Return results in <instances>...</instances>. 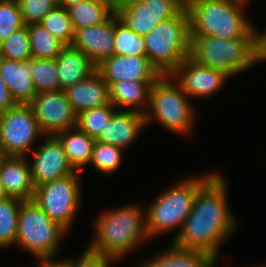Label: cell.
Listing matches in <instances>:
<instances>
[{
  "label": "cell",
  "mask_w": 266,
  "mask_h": 267,
  "mask_svg": "<svg viewBox=\"0 0 266 267\" xmlns=\"http://www.w3.org/2000/svg\"><path fill=\"white\" fill-rule=\"evenodd\" d=\"M226 183L224 176L216 173L197 192L192 210L172 239V246L202 251L218 260L220 247L237 227L227 203Z\"/></svg>",
  "instance_id": "cell-1"
},
{
  "label": "cell",
  "mask_w": 266,
  "mask_h": 267,
  "mask_svg": "<svg viewBox=\"0 0 266 267\" xmlns=\"http://www.w3.org/2000/svg\"><path fill=\"white\" fill-rule=\"evenodd\" d=\"M142 212L136 205H127L101 214L94 223L96 236L87 249L113 261L121 259L141 241L149 240L146 213Z\"/></svg>",
  "instance_id": "cell-2"
},
{
  "label": "cell",
  "mask_w": 266,
  "mask_h": 267,
  "mask_svg": "<svg viewBox=\"0 0 266 267\" xmlns=\"http://www.w3.org/2000/svg\"><path fill=\"white\" fill-rule=\"evenodd\" d=\"M189 57L230 77L260 62L259 34L254 28L243 38L191 37Z\"/></svg>",
  "instance_id": "cell-3"
},
{
  "label": "cell",
  "mask_w": 266,
  "mask_h": 267,
  "mask_svg": "<svg viewBox=\"0 0 266 267\" xmlns=\"http://www.w3.org/2000/svg\"><path fill=\"white\" fill-rule=\"evenodd\" d=\"M248 0H200L187 9L190 36L246 37L255 26L243 12Z\"/></svg>",
  "instance_id": "cell-4"
},
{
  "label": "cell",
  "mask_w": 266,
  "mask_h": 267,
  "mask_svg": "<svg viewBox=\"0 0 266 267\" xmlns=\"http://www.w3.org/2000/svg\"><path fill=\"white\" fill-rule=\"evenodd\" d=\"M146 56L160 75H170L190 53V22L187 9L161 21L143 37Z\"/></svg>",
  "instance_id": "cell-5"
},
{
  "label": "cell",
  "mask_w": 266,
  "mask_h": 267,
  "mask_svg": "<svg viewBox=\"0 0 266 267\" xmlns=\"http://www.w3.org/2000/svg\"><path fill=\"white\" fill-rule=\"evenodd\" d=\"M215 174L189 177L162 192L148 207V210H144L149 238L178 227L180 232L185 219L192 210L197 192Z\"/></svg>",
  "instance_id": "cell-6"
},
{
  "label": "cell",
  "mask_w": 266,
  "mask_h": 267,
  "mask_svg": "<svg viewBox=\"0 0 266 267\" xmlns=\"http://www.w3.org/2000/svg\"><path fill=\"white\" fill-rule=\"evenodd\" d=\"M67 232L51 220L33 199L21 201L15 245L32 253L37 260H54L61 238Z\"/></svg>",
  "instance_id": "cell-7"
},
{
  "label": "cell",
  "mask_w": 266,
  "mask_h": 267,
  "mask_svg": "<svg viewBox=\"0 0 266 267\" xmlns=\"http://www.w3.org/2000/svg\"><path fill=\"white\" fill-rule=\"evenodd\" d=\"M188 99L180 85L175 80L173 83L171 75H161L150 88L149 105L144 114L146 125L156 118L168 131L189 134L194 110Z\"/></svg>",
  "instance_id": "cell-8"
},
{
  "label": "cell",
  "mask_w": 266,
  "mask_h": 267,
  "mask_svg": "<svg viewBox=\"0 0 266 267\" xmlns=\"http://www.w3.org/2000/svg\"><path fill=\"white\" fill-rule=\"evenodd\" d=\"M79 175L72 174L35 187L34 202L53 221L68 231L80 203Z\"/></svg>",
  "instance_id": "cell-9"
},
{
  "label": "cell",
  "mask_w": 266,
  "mask_h": 267,
  "mask_svg": "<svg viewBox=\"0 0 266 267\" xmlns=\"http://www.w3.org/2000/svg\"><path fill=\"white\" fill-rule=\"evenodd\" d=\"M40 135L44 136L30 105L16 104L0 113V150L3 156H27Z\"/></svg>",
  "instance_id": "cell-10"
},
{
  "label": "cell",
  "mask_w": 266,
  "mask_h": 267,
  "mask_svg": "<svg viewBox=\"0 0 266 267\" xmlns=\"http://www.w3.org/2000/svg\"><path fill=\"white\" fill-rule=\"evenodd\" d=\"M183 9L178 0H125L116 14L137 35L144 37L158 23L177 16Z\"/></svg>",
  "instance_id": "cell-11"
},
{
  "label": "cell",
  "mask_w": 266,
  "mask_h": 267,
  "mask_svg": "<svg viewBox=\"0 0 266 267\" xmlns=\"http://www.w3.org/2000/svg\"><path fill=\"white\" fill-rule=\"evenodd\" d=\"M29 105L44 136L76 127L77 114L62 90L38 93Z\"/></svg>",
  "instance_id": "cell-12"
},
{
  "label": "cell",
  "mask_w": 266,
  "mask_h": 267,
  "mask_svg": "<svg viewBox=\"0 0 266 267\" xmlns=\"http://www.w3.org/2000/svg\"><path fill=\"white\" fill-rule=\"evenodd\" d=\"M44 138L45 143L37 151L32 150L34 158L30 170L35 187L78 173L70 164L58 138L55 135H45Z\"/></svg>",
  "instance_id": "cell-13"
},
{
  "label": "cell",
  "mask_w": 266,
  "mask_h": 267,
  "mask_svg": "<svg viewBox=\"0 0 266 267\" xmlns=\"http://www.w3.org/2000/svg\"><path fill=\"white\" fill-rule=\"evenodd\" d=\"M170 75L189 98L212 96L229 78L223 71L201 65L189 56Z\"/></svg>",
  "instance_id": "cell-14"
},
{
  "label": "cell",
  "mask_w": 266,
  "mask_h": 267,
  "mask_svg": "<svg viewBox=\"0 0 266 267\" xmlns=\"http://www.w3.org/2000/svg\"><path fill=\"white\" fill-rule=\"evenodd\" d=\"M96 70L110 87L118 81L155 82L161 75L147 56L113 55L96 66Z\"/></svg>",
  "instance_id": "cell-15"
},
{
  "label": "cell",
  "mask_w": 266,
  "mask_h": 267,
  "mask_svg": "<svg viewBox=\"0 0 266 267\" xmlns=\"http://www.w3.org/2000/svg\"><path fill=\"white\" fill-rule=\"evenodd\" d=\"M72 45L97 66L114 55V14L105 22L75 31Z\"/></svg>",
  "instance_id": "cell-16"
},
{
  "label": "cell",
  "mask_w": 266,
  "mask_h": 267,
  "mask_svg": "<svg viewBox=\"0 0 266 267\" xmlns=\"http://www.w3.org/2000/svg\"><path fill=\"white\" fill-rule=\"evenodd\" d=\"M146 126L145 116L136 111H118L103 128L95 141L125 149L135 141Z\"/></svg>",
  "instance_id": "cell-17"
},
{
  "label": "cell",
  "mask_w": 266,
  "mask_h": 267,
  "mask_svg": "<svg viewBox=\"0 0 266 267\" xmlns=\"http://www.w3.org/2000/svg\"><path fill=\"white\" fill-rule=\"evenodd\" d=\"M64 92L77 115L111 103L109 86L97 70Z\"/></svg>",
  "instance_id": "cell-18"
},
{
  "label": "cell",
  "mask_w": 266,
  "mask_h": 267,
  "mask_svg": "<svg viewBox=\"0 0 266 267\" xmlns=\"http://www.w3.org/2000/svg\"><path fill=\"white\" fill-rule=\"evenodd\" d=\"M26 157L3 156L0 159V179L9 197L32 200L35 185Z\"/></svg>",
  "instance_id": "cell-19"
},
{
  "label": "cell",
  "mask_w": 266,
  "mask_h": 267,
  "mask_svg": "<svg viewBox=\"0 0 266 267\" xmlns=\"http://www.w3.org/2000/svg\"><path fill=\"white\" fill-rule=\"evenodd\" d=\"M0 76L15 104L29 105L36 96L32 82V59L20 62L0 58Z\"/></svg>",
  "instance_id": "cell-20"
},
{
  "label": "cell",
  "mask_w": 266,
  "mask_h": 267,
  "mask_svg": "<svg viewBox=\"0 0 266 267\" xmlns=\"http://www.w3.org/2000/svg\"><path fill=\"white\" fill-rule=\"evenodd\" d=\"M60 90L75 85L96 70L90 58L73 45H65L56 57Z\"/></svg>",
  "instance_id": "cell-21"
},
{
  "label": "cell",
  "mask_w": 266,
  "mask_h": 267,
  "mask_svg": "<svg viewBox=\"0 0 266 267\" xmlns=\"http://www.w3.org/2000/svg\"><path fill=\"white\" fill-rule=\"evenodd\" d=\"M153 83L128 80L113 83L109 87L110 102L116 109L123 107L126 111H136L144 115L148 109L149 92Z\"/></svg>",
  "instance_id": "cell-22"
},
{
  "label": "cell",
  "mask_w": 266,
  "mask_h": 267,
  "mask_svg": "<svg viewBox=\"0 0 266 267\" xmlns=\"http://www.w3.org/2000/svg\"><path fill=\"white\" fill-rule=\"evenodd\" d=\"M143 264V267H215L217 259L202 251L182 250L170 245L168 250Z\"/></svg>",
  "instance_id": "cell-23"
},
{
  "label": "cell",
  "mask_w": 266,
  "mask_h": 267,
  "mask_svg": "<svg viewBox=\"0 0 266 267\" xmlns=\"http://www.w3.org/2000/svg\"><path fill=\"white\" fill-rule=\"evenodd\" d=\"M61 142L70 164L76 171L90 164L95 139L77 127L61 131L55 135Z\"/></svg>",
  "instance_id": "cell-24"
},
{
  "label": "cell",
  "mask_w": 266,
  "mask_h": 267,
  "mask_svg": "<svg viewBox=\"0 0 266 267\" xmlns=\"http://www.w3.org/2000/svg\"><path fill=\"white\" fill-rule=\"evenodd\" d=\"M74 30L99 25L107 21L114 12L104 4L85 0L67 8Z\"/></svg>",
  "instance_id": "cell-25"
},
{
  "label": "cell",
  "mask_w": 266,
  "mask_h": 267,
  "mask_svg": "<svg viewBox=\"0 0 266 267\" xmlns=\"http://www.w3.org/2000/svg\"><path fill=\"white\" fill-rule=\"evenodd\" d=\"M28 33L32 58L56 59L65 46L63 42L54 37L41 23L29 24Z\"/></svg>",
  "instance_id": "cell-26"
},
{
  "label": "cell",
  "mask_w": 266,
  "mask_h": 267,
  "mask_svg": "<svg viewBox=\"0 0 266 267\" xmlns=\"http://www.w3.org/2000/svg\"><path fill=\"white\" fill-rule=\"evenodd\" d=\"M114 55L146 56L144 38L114 13Z\"/></svg>",
  "instance_id": "cell-27"
},
{
  "label": "cell",
  "mask_w": 266,
  "mask_h": 267,
  "mask_svg": "<svg viewBox=\"0 0 266 267\" xmlns=\"http://www.w3.org/2000/svg\"><path fill=\"white\" fill-rule=\"evenodd\" d=\"M21 201L15 197L0 200V248L15 245Z\"/></svg>",
  "instance_id": "cell-28"
},
{
  "label": "cell",
  "mask_w": 266,
  "mask_h": 267,
  "mask_svg": "<svg viewBox=\"0 0 266 267\" xmlns=\"http://www.w3.org/2000/svg\"><path fill=\"white\" fill-rule=\"evenodd\" d=\"M40 23L65 45H72L75 30L67 8L57 5L44 16Z\"/></svg>",
  "instance_id": "cell-29"
},
{
  "label": "cell",
  "mask_w": 266,
  "mask_h": 267,
  "mask_svg": "<svg viewBox=\"0 0 266 267\" xmlns=\"http://www.w3.org/2000/svg\"><path fill=\"white\" fill-rule=\"evenodd\" d=\"M116 107L110 103L102 107H97L82 111L77 115L76 127L96 139L116 112Z\"/></svg>",
  "instance_id": "cell-30"
},
{
  "label": "cell",
  "mask_w": 266,
  "mask_h": 267,
  "mask_svg": "<svg viewBox=\"0 0 266 267\" xmlns=\"http://www.w3.org/2000/svg\"><path fill=\"white\" fill-rule=\"evenodd\" d=\"M32 82L37 94L60 91L56 60L32 58Z\"/></svg>",
  "instance_id": "cell-31"
},
{
  "label": "cell",
  "mask_w": 266,
  "mask_h": 267,
  "mask_svg": "<svg viewBox=\"0 0 266 267\" xmlns=\"http://www.w3.org/2000/svg\"><path fill=\"white\" fill-rule=\"evenodd\" d=\"M0 58L20 62L32 59L28 25L0 43Z\"/></svg>",
  "instance_id": "cell-32"
},
{
  "label": "cell",
  "mask_w": 266,
  "mask_h": 267,
  "mask_svg": "<svg viewBox=\"0 0 266 267\" xmlns=\"http://www.w3.org/2000/svg\"><path fill=\"white\" fill-rule=\"evenodd\" d=\"M123 149L95 141L90 164L100 173L115 172L122 163Z\"/></svg>",
  "instance_id": "cell-33"
},
{
  "label": "cell",
  "mask_w": 266,
  "mask_h": 267,
  "mask_svg": "<svg viewBox=\"0 0 266 267\" xmlns=\"http://www.w3.org/2000/svg\"><path fill=\"white\" fill-rule=\"evenodd\" d=\"M25 26L17 0H0V43Z\"/></svg>",
  "instance_id": "cell-34"
},
{
  "label": "cell",
  "mask_w": 266,
  "mask_h": 267,
  "mask_svg": "<svg viewBox=\"0 0 266 267\" xmlns=\"http://www.w3.org/2000/svg\"><path fill=\"white\" fill-rule=\"evenodd\" d=\"M25 25L40 23L58 5V0H17Z\"/></svg>",
  "instance_id": "cell-35"
},
{
  "label": "cell",
  "mask_w": 266,
  "mask_h": 267,
  "mask_svg": "<svg viewBox=\"0 0 266 267\" xmlns=\"http://www.w3.org/2000/svg\"><path fill=\"white\" fill-rule=\"evenodd\" d=\"M66 267H109L112 259L85 249L78 260L63 259Z\"/></svg>",
  "instance_id": "cell-36"
},
{
  "label": "cell",
  "mask_w": 266,
  "mask_h": 267,
  "mask_svg": "<svg viewBox=\"0 0 266 267\" xmlns=\"http://www.w3.org/2000/svg\"><path fill=\"white\" fill-rule=\"evenodd\" d=\"M16 104L13 101L4 79L0 76V113L9 110Z\"/></svg>",
  "instance_id": "cell-37"
},
{
  "label": "cell",
  "mask_w": 266,
  "mask_h": 267,
  "mask_svg": "<svg viewBox=\"0 0 266 267\" xmlns=\"http://www.w3.org/2000/svg\"><path fill=\"white\" fill-rule=\"evenodd\" d=\"M94 1L104 4L114 13H117L125 2V0H94Z\"/></svg>",
  "instance_id": "cell-38"
},
{
  "label": "cell",
  "mask_w": 266,
  "mask_h": 267,
  "mask_svg": "<svg viewBox=\"0 0 266 267\" xmlns=\"http://www.w3.org/2000/svg\"><path fill=\"white\" fill-rule=\"evenodd\" d=\"M264 32L259 33L260 62L266 60V31Z\"/></svg>",
  "instance_id": "cell-39"
},
{
  "label": "cell",
  "mask_w": 266,
  "mask_h": 267,
  "mask_svg": "<svg viewBox=\"0 0 266 267\" xmlns=\"http://www.w3.org/2000/svg\"><path fill=\"white\" fill-rule=\"evenodd\" d=\"M37 267H66L65 263L60 259L58 260H38Z\"/></svg>",
  "instance_id": "cell-40"
},
{
  "label": "cell",
  "mask_w": 266,
  "mask_h": 267,
  "mask_svg": "<svg viewBox=\"0 0 266 267\" xmlns=\"http://www.w3.org/2000/svg\"><path fill=\"white\" fill-rule=\"evenodd\" d=\"M82 1L85 0H58V5L68 8L69 6H72Z\"/></svg>",
  "instance_id": "cell-41"
},
{
  "label": "cell",
  "mask_w": 266,
  "mask_h": 267,
  "mask_svg": "<svg viewBox=\"0 0 266 267\" xmlns=\"http://www.w3.org/2000/svg\"><path fill=\"white\" fill-rule=\"evenodd\" d=\"M179 4L184 8V9H188L190 6H192L193 4H195L196 2L200 1V0H178Z\"/></svg>",
  "instance_id": "cell-42"
},
{
  "label": "cell",
  "mask_w": 266,
  "mask_h": 267,
  "mask_svg": "<svg viewBox=\"0 0 266 267\" xmlns=\"http://www.w3.org/2000/svg\"><path fill=\"white\" fill-rule=\"evenodd\" d=\"M9 197L5 191L4 185L0 179V200Z\"/></svg>",
  "instance_id": "cell-43"
},
{
  "label": "cell",
  "mask_w": 266,
  "mask_h": 267,
  "mask_svg": "<svg viewBox=\"0 0 266 267\" xmlns=\"http://www.w3.org/2000/svg\"><path fill=\"white\" fill-rule=\"evenodd\" d=\"M3 157L2 153H1V150H0V159Z\"/></svg>",
  "instance_id": "cell-44"
}]
</instances>
